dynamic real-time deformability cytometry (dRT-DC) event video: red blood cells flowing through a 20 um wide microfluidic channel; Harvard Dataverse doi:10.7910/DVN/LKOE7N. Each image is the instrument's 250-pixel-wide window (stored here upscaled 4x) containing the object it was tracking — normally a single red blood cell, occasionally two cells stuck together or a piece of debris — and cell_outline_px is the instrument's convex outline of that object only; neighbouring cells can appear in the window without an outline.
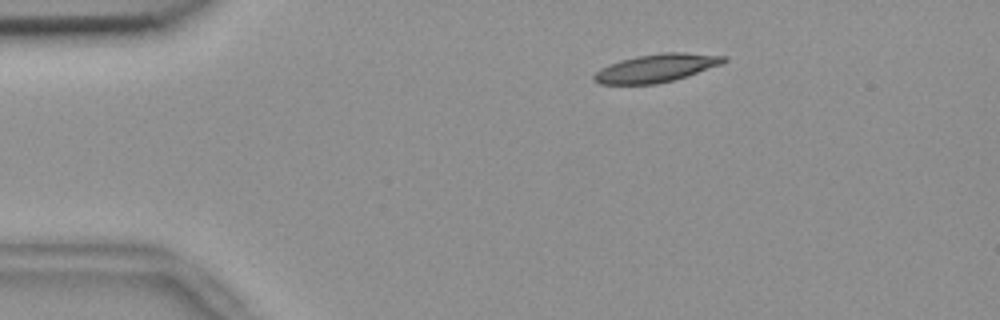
{"species": "common noctule bat (a hibernating species)", "species_latin": "Nyctalus noctula", "temperature_condition": "room temperature", "stored_images_in_passage": 55, "camera_frame_rate_fps": 3000, "um_per_image_px": 0.085, "animal": {"sex": "female", "body_mass_g": 18.4}, "frame": {"image": 1, "passage_image": 10, "time_ms": 3.0, "image_size_px": [1000, 320], "cell_outline_px": [[728, 60], [720, 64], [688, 76], [656, 84], [600, 84], [592, 80], [592, 76], [600, 68], [620, 60], [636, 56], [664, 52], [684, 52], [728, 56]], "centroid_in_image_um": [55.77, 5.78], "position_along_channel_um": 29.2, "area_um2": 21.27}}
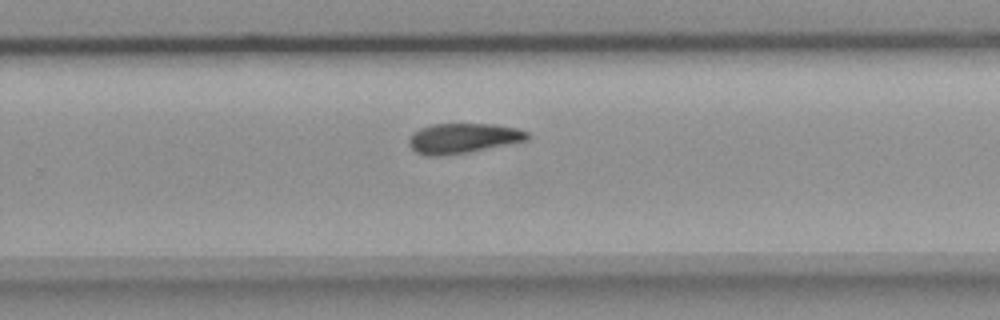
{"frame": {"image": 2, "passage_image": 36, "time_ms": 11.667, "image_size_px": [1000, 320], "cell_outline_px": [[532, 136], [528, 140], [468, 152], [444, 156], [424, 156], [416, 152], [408, 144], [408, 140], [412, 132], [420, 128], [432, 124], [492, 124], [516, 128], [528, 132]], "centroid_in_image_um": [39.33, 11.76], "position_along_channel_um": 290.5, "area_um2": 20.87}}
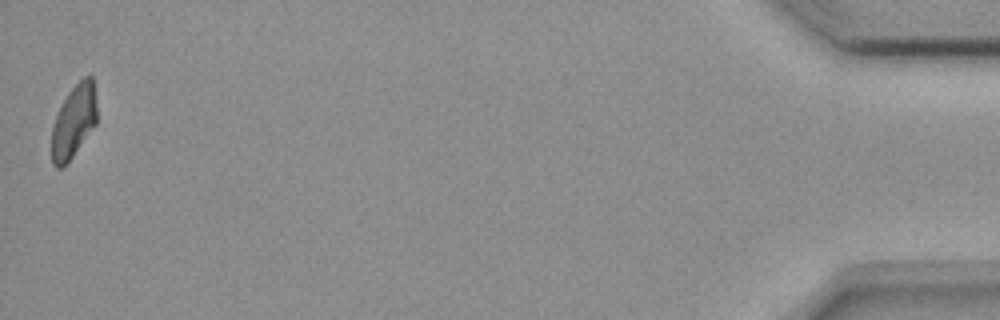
{"frame": {"image": 3, "passage_image": 55, "time_ms": 18.0, "image_size_px": [1000, 320], "cell_outline_px": [[96, 124], [64, 168], [56, 168], [52, 164], [52, 128], [56, 116], [68, 92], [84, 76], [92, 76], [96, 104]], "centroid_in_image_um": [6.26, 10.35], "position_along_channel_um": 428.9, "area_um2": 19.02}, "authors_computed_cell_mechanics": {"area_um2": 20.9814, "velocity_mm_per_s": 3.6546, "shape_relaxation_time_tau1_ms": 6.7706, "shape_relaxation_time_tau2_ms": null, "deformation_change_tau1": 0.1826, "deformation_change_tau2": null}}